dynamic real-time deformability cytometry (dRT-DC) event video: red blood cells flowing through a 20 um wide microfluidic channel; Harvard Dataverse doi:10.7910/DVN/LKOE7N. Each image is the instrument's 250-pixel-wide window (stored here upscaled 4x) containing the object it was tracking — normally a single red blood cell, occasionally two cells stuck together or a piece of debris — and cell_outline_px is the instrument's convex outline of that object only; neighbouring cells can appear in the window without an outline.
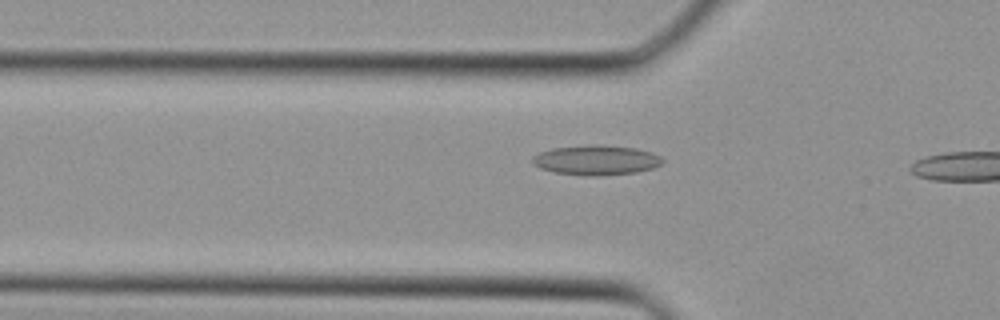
{"species": "Egyptian fruit bat (a non-hibernating species)", "species_latin": "Rousettus aegyptiacus", "temperature_condition": "cold", "stored_images_in_passage": 6, "camera_frame_rate_fps": 3000, "um_per_image_px": 0.085, "animal": {"sex": "female"}, "frame": {"image": 1, "passage_image": 4, "time_ms": 1.0, "image_size_px": [1000, 320], "cell_outline_px": [[664, 164], [652, 168], [636, 172], [596, 176], [588, 176], [556, 172], [540, 168], [532, 164], [532, 156], [540, 152], [552, 148], [592, 144], [636, 148], [652, 152], [660, 156], [664, 160]], "centroid_in_image_um": [50.69, 13.6], "position_along_channel_um": 75.1, "area_um2": 22.66}}